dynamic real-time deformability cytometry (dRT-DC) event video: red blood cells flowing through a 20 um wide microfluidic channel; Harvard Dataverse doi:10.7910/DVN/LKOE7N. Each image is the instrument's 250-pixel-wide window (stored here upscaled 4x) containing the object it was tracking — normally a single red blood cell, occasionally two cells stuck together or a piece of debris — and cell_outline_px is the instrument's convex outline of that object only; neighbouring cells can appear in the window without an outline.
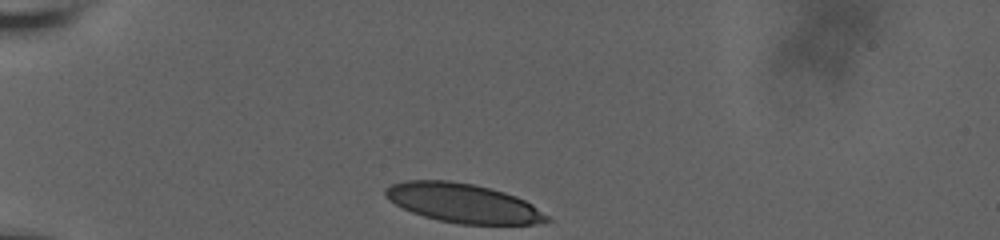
{"species": "human", "species_latin": "Homo sapiens", "temperature_condition": "room temperature", "stored_images_in_passage": 28, "camera_frame_rate_fps": 3000, "um_per_image_px": 0.085, "donor": {"sex": "male"}, "frame": {"image": 1, "passage_image": 1, "time_ms": 0.0, "image_size_px": [1000, 240], "cell_outline_px": [[552, 220], [536, 224], [460, 224], [436, 220], [412, 212], [396, 204], [384, 192], [384, 188], [392, 184], [404, 180], [448, 180], [472, 184], [504, 192], [516, 196], [532, 204], [548, 216]], "centroid_in_image_um": [39.38, 17.26], "position_along_channel_um": 45.6, "area_um2": 36.53}}
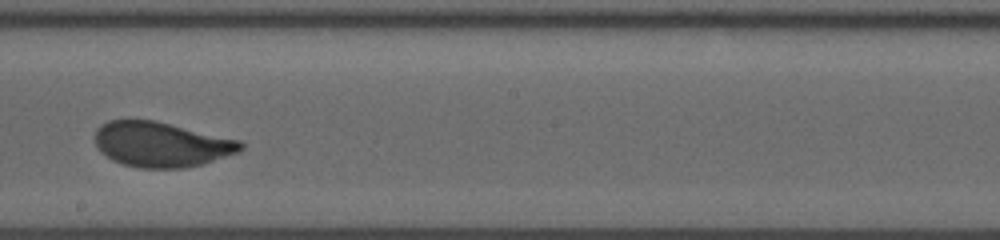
{"frame": {"image": 2, "passage_image": 16, "time_ms": 6.333, "image_size_px": [1000, 240], "cell_outline_px": [[244, 148], [240, 152], [200, 164], [184, 168], [140, 168], [124, 164], [112, 160], [100, 152], [96, 148], [96, 128], [100, 124], [108, 120], [156, 120], [240, 140], [244, 144]], "centroid_in_image_um": [13.7, 12.26], "position_along_channel_um": 234.5, "area_um2": 38.38}}
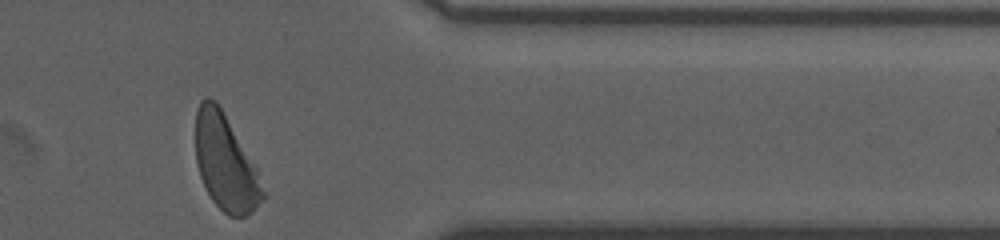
{"frame": {"image": 3, "passage_image": 28, "time_ms": 11.0, "image_size_px": [1000, 240], "cell_outline_px": [[268, 196], [248, 216], [228, 216], [212, 200], [200, 176], [196, 164], [196, 108], [200, 100], [204, 96], [208, 96], [216, 100], [256, 168]], "centroid_in_image_um": [19.17, 13.84], "position_along_channel_um": 392.2, "area_um2": 37.45}, "authors_computed_cell_mechanics": {"area_um2": 38.5815, "velocity_mm_per_s": 3.633, "shape_relaxation_time_tau1_ms": 3.9879, "shape_relaxation_time_tau2_ms": null, "deformation_change_tau1": 0.1341, "deformation_change_tau2": null}}